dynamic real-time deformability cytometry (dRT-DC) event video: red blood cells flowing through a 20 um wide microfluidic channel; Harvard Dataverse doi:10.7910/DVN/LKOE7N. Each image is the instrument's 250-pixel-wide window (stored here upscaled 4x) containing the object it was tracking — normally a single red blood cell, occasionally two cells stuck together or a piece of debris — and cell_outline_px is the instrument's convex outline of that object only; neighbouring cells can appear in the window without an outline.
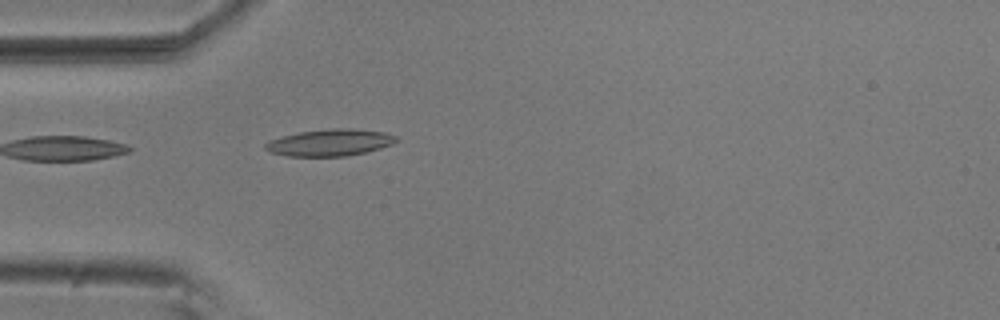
{"species": "common noctule bat (a hibernating species)", "species_latin": "Nyctalus noctula", "temperature_condition": "room temperature", "stored_images_in_passage": 39, "camera_frame_rate_fps": 3000, "um_per_image_px": 0.085, "animal": {"sex": "male", "body_mass_g": 20.5, "forearm_length_mm": 52.5}, "frame": {"image": 1, "passage_image": 1, "time_ms": 0.0, "image_size_px": [1000, 320], "cell_outline_px": [[400, 140], [392, 144], [380, 148], [348, 156], [288, 156], [272, 152], [264, 148], [264, 144], [272, 140], [284, 136], [300, 132], [332, 128], [352, 128], [384, 132], [400, 136]], "centroid_in_image_um": [28.13, 12.11], "position_along_channel_um": 56.9, "area_um2": 20.35}}
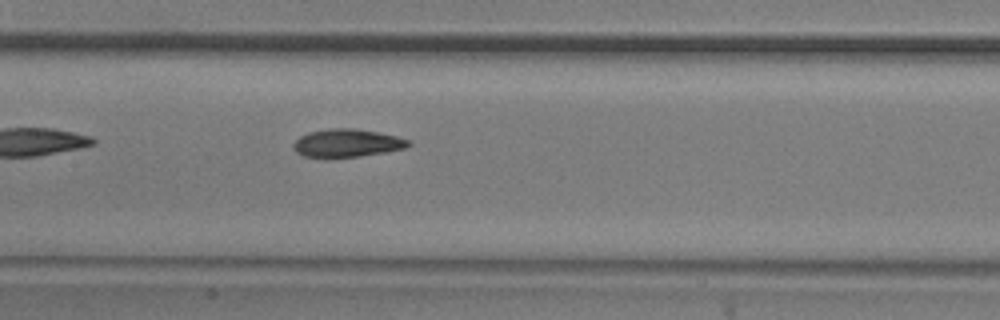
{"frame": {"image": 2, "passage_image": 11, "time_ms": 3.333, "image_size_px": [1000, 320], "cell_outline_px": [[412, 144], [408, 148], [360, 156], [304, 156], [296, 152], [292, 144], [300, 136], [308, 132], [328, 128], [356, 128], [396, 136], [408, 140]], "centroid_in_image_um": [29.51, 12.14], "position_along_channel_um": 177.9, "area_um2": 18.5}}
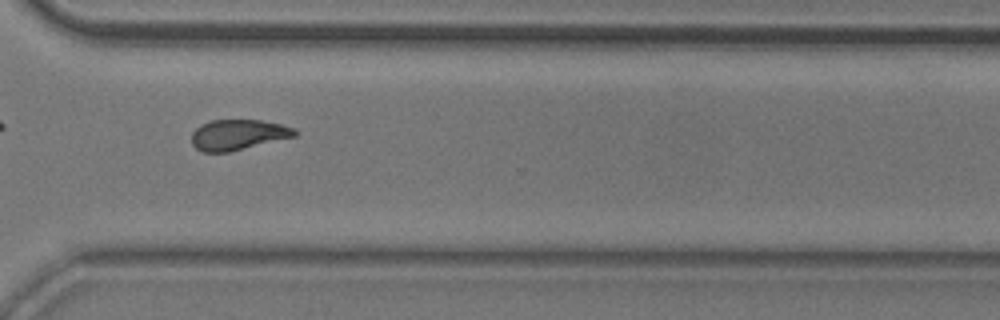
{"frame": {"image": 3, "passage_image": 25, "time_ms": 8.0, "image_size_px": [1000, 320], "cell_outline_px": [[296, 136], [228, 152], [200, 152], [192, 144], [192, 132], [200, 124], [212, 120], [260, 120], [280, 124], [296, 128]], "centroid_in_image_um": [20.21, 11.45], "position_along_channel_um": 350.4, "area_um2": 18.26}, "authors_computed_cell_mechanics": {"area_um2": 18.5538, "velocity_mm_per_s": 3.7101, "shape_relaxation_time_tau1_ms": 7.8365, "shape_relaxation_time_tau2_ms": 3.0841, "deformation_change_tau1": 0.1939, "deformation_change_tau2": 0.0931}}